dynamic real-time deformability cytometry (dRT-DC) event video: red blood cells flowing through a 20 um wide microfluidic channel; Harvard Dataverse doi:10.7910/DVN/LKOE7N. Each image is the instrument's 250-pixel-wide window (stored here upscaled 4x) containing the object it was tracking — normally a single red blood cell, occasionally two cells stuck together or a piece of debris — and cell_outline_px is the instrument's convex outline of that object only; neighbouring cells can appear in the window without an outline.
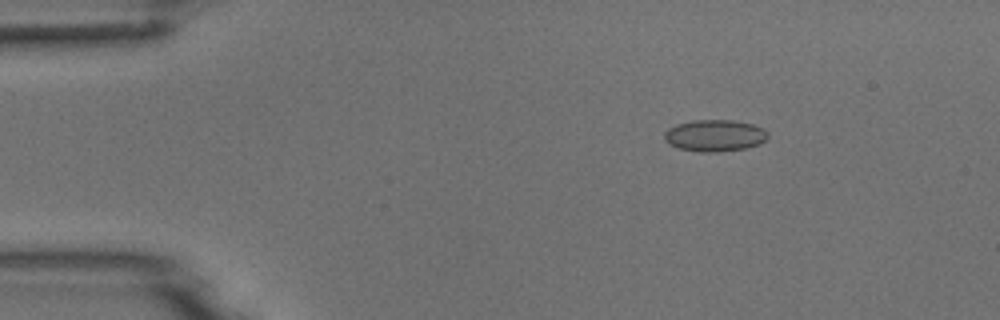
{"species": "common noctule bat (a hibernating species)", "species_latin": "Nyctalus noctula", "temperature_condition": "room temperature", "stored_images_in_passage": 5, "camera_frame_rate_fps": 3000, "um_per_image_px": 0.085, "animal": {"sex": "male", "body_mass_g": 18.8}, "frame": {"image": 1, "passage_image": 3, "time_ms": 2.333, "image_size_px": [1000, 320], "cell_outline_px": [[768, 136], [760, 144], [744, 148], [716, 152], [700, 152], [680, 148], [664, 140], [664, 132], [668, 128], [676, 124], [692, 120], [732, 120], [752, 124], [764, 128], [768, 132]], "centroid_in_image_um": [60.75, 11.51], "position_along_channel_um": 24.2, "area_um2": 19.07}}